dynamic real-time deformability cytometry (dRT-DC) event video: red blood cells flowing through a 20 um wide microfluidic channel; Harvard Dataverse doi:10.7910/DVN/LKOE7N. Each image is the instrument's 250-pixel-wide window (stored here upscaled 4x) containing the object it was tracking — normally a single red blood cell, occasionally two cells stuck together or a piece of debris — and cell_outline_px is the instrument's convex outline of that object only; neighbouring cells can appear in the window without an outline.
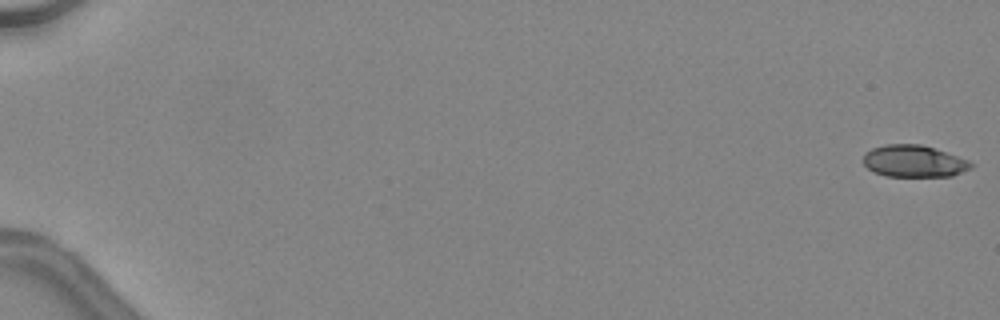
{"species": "common noctule bat (a hibernating species)", "species_latin": "Nyctalus noctula", "temperature_condition": "warm", "stored_images_in_passage": 9, "camera_frame_rate_fps": 3000, "um_per_image_px": 0.085, "animal": {"sex": "female", "body_mass_g": 24.6, "forearm_length_mm": 56.2}, "frame": {"image": 1, "passage_image": 1, "time_ms": 0.0, "image_size_px": [1000, 320], "cell_outline_px": [[972, 168], [952, 176], [888, 176], [872, 172], [864, 164], [864, 152], [872, 148], [884, 144], [920, 144], [968, 160], [972, 164]], "centroid_in_image_um": [77.64, 13.7], "position_along_channel_um": 7.4, "area_um2": 19.88}}